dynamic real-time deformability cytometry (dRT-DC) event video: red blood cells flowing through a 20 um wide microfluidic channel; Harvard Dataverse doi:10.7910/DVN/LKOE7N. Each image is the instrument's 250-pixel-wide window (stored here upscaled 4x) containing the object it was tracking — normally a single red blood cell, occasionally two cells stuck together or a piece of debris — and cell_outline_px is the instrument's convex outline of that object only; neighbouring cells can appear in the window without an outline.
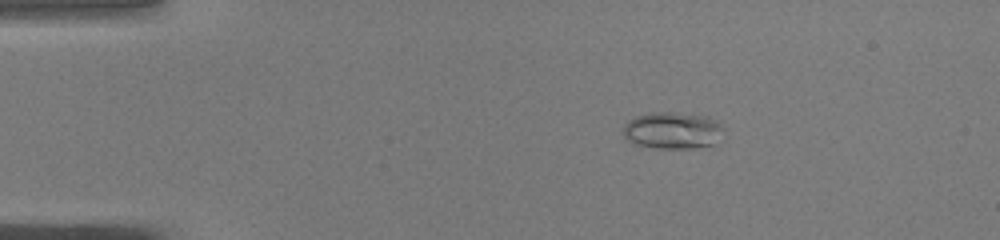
{"species": "common noctule bat (a hibernating species)", "species_latin": "Nyctalus noctula", "temperature_condition": "warm", "stored_images_in_passage": 49, "camera_frame_rate_fps": 3000, "um_per_image_px": 0.085, "animal": {"sex": "male", "body_mass_g": 19.0, "forearm_length_mm": 50.8}, "frame": {"image": 1, "passage_image": 8, "time_ms": 2.333, "image_size_px": [1000, 240], "cell_outline_px": [[724, 128], [712, 144], [692, 148], [652, 148], [636, 144], [628, 140], [624, 136], [624, 124], [628, 120], [636, 116], [652, 112], [672, 112], [708, 116], [716, 120]], "centroid_in_image_um": [57.13, 11.07], "position_along_channel_um": 27.9, "area_um2": 21.39}}
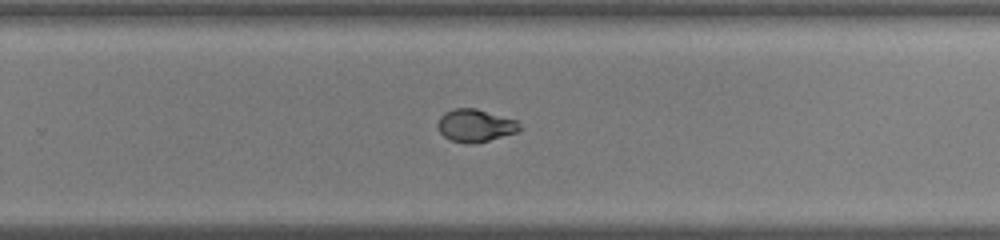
{"frame": {"image": 2, "passage_image": 32, "time_ms": 10.333, "image_size_px": [1000, 240], "cell_outline_px": [[524, 128], [516, 132], [476, 144], [468, 144], [452, 140], [444, 136], [440, 132], [436, 124], [440, 116], [444, 112], [456, 108], [476, 108], [516, 120]], "centroid_in_image_um": [40.4, 10.67], "position_along_channel_um": 289.4, "area_um2": 15.66}}
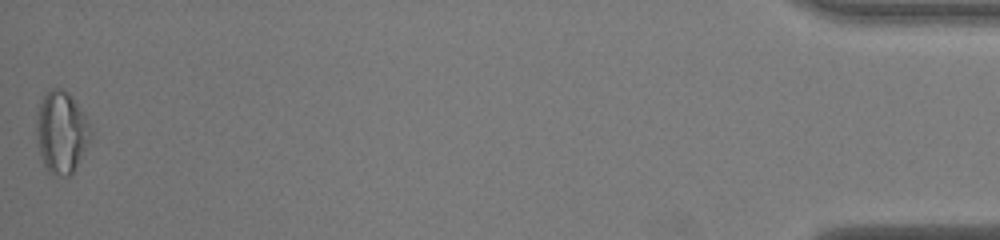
{"frame": {"image": 3, "passage_image": 49, "time_ms": 16.0, "image_size_px": [1000, 240], "cell_outline_px": [[92, 136], [88, 144], [72, 172], [68, 176], [64, 176], [48, 172], [44, 164], [40, 152], [36, 128], [36, 112], [44, 92], [52, 88], [60, 88], [68, 92], [72, 96], [88, 120], [92, 128]], "centroid_in_image_um": [5.22, 11.18], "position_along_channel_um": 430.0, "area_um2": 25.84}, "authors_computed_cell_mechanics": {"area_um2": 16.9932, "velocity_mm_per_s": 4.0848, "shape_relaxation_time_tau1_ms": null, "shape_relaxation_time_tau2_ms": 0.8146, "deformation_change_tau1": null, "deformation_change_tau2": 0.0447}}